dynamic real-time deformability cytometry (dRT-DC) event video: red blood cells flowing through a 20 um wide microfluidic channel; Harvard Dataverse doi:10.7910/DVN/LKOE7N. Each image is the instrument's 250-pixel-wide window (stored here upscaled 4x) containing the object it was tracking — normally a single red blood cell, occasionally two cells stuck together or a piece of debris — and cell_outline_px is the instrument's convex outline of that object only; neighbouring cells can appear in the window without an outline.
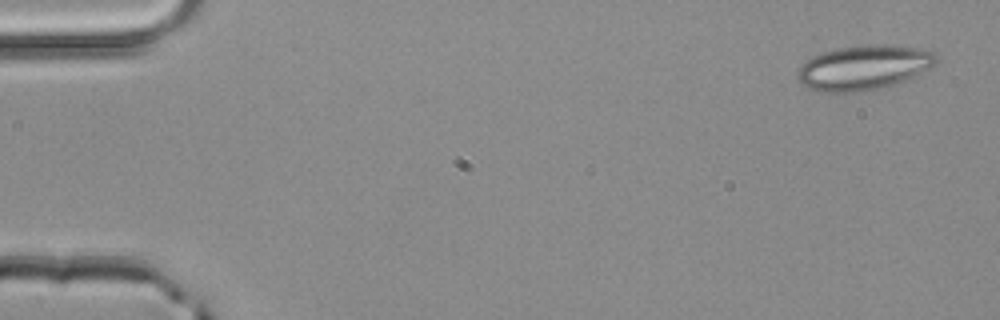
{"species": "common noctule bat (a hibernating species)", "species_latin": "Nyctalus noctula", "temperature_condition": "room temperature", "stored_images_in_passage": 4, "camera_frame_rate_fps": 3000, "um_per_image_px": 0.085, "animal": {"sex": "male", "body_mass_g": 20.4}, "frame": {"image": 1, "passage_image": 1, "time_ms": 0.0, "image_size_px": [1000, 320], "cell_outline_px": [[936, 64], [904, 80], [892, 84], [860, 92], [820, 92], [804, 88], [796, 76], [796, 72], [800, 64], [804, 60], [812, 56], [836, 48], [868, 44], [892, 44], [924, 48], [932, 52], [936, 56]], "centroid_in_image_um": [73.34, 5.72], "position_along_channel_um": 11.7, "area_um2": 36.36}}